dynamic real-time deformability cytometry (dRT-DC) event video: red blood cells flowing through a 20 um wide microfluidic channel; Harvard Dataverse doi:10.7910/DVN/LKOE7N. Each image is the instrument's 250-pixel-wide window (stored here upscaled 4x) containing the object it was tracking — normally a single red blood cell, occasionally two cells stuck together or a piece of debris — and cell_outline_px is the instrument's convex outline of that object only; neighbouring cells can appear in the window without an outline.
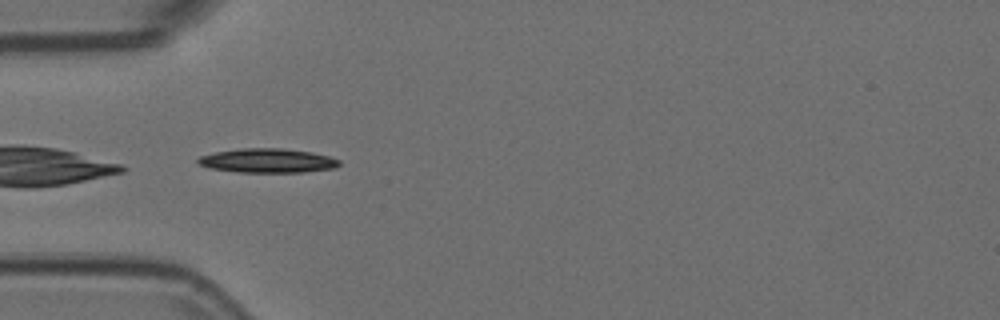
{"species": "Egyptian fruit bat (a non-hibernating species)", "species_latin": "Rousettus aegyptiacus", "temperature_condition": "room temperature", "stored_images_in_passage": 34, "camera_frame_rate_fps": 3000, "um_per_image_px": 0.085, "animal": {"sex": "female"}, "frame": {"image": 1, "passage_image": 1, "time_ms": 0.0, "image_size_px": [1000, 320], "cell_outline_px": [[340, 164], [336, 168], [304, 172], [240, 172], [208, 168], [200, 164], [196, 160], [200, 156], [216, 152], [240, 148], [280, 148], [312, 152], [328, 156], [340, 160]], "centroid_in_image_um": [22.76, 13.65], "position_along_channel_um": 62.2, "area_um2": 19.88}}
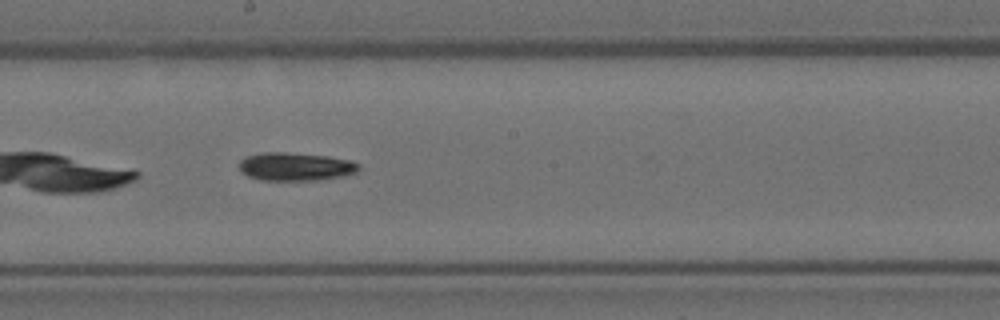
{"frame": {"image": 2, "passage_image": 14, "time_ms": 4.333, "image_size_px": [1000, 320], "cell_outline_px": [[360, 168], [356, 172], [344, 176], [316, 180], [260, 180], [248, 176], [240, 172], [240, 160], [244, 156], [264, 152], [284, 152], [328, 156], [348, 160], [360, 164]], "centroid_in_image_um": [25.09, 14.16], "position_along_channel_um": 223.1, "area_um2": 19.71}}
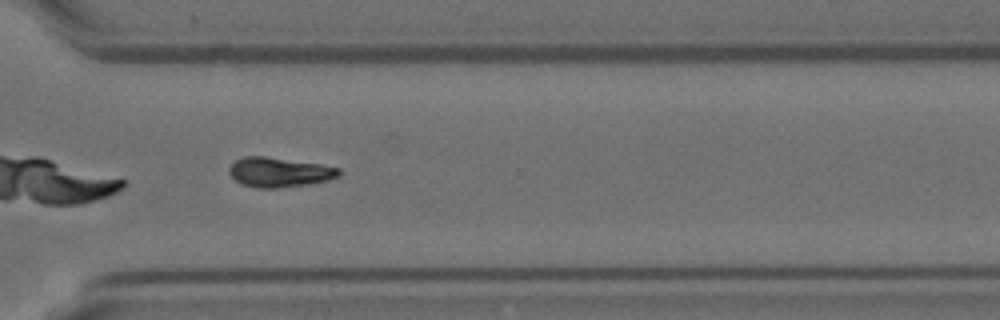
{"frame": {"image": 3, "passage_image": 24, "time_ms": 7.667, "image_size_px": [1000, 320], "cell_outline_px": [[340, 176], [328, 180], [312, 184], [276, 188], [256, 188], [240, 184], [228, 172], [228, 168], [236, 160], [244, 156], [264, 156], [320, 164], [340, 168]], "centroid_in_image_um": [23.74, 14.65], "position_along_channel_um": 346.9, "area_um2": 19.07}, "authors_computed_cell_mechanics": {"area_um2": 19.2474, "velocity_mm_per_s": 3.7304, "shape_relaxation_time_tau1_ms": 3.4275, "shape_relaxation_time_tau2_ms": null, "deformation_change_tau1": 0.1679, "deformation_change_tau2": null}}